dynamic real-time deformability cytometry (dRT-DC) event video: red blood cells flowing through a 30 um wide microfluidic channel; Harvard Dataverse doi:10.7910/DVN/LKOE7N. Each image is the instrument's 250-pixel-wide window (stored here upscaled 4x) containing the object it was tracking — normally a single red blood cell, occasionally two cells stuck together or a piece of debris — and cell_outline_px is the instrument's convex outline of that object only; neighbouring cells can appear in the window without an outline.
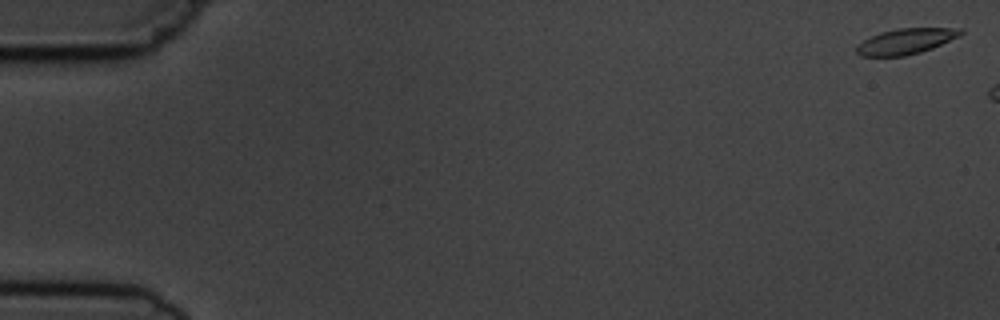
{"species": "common noctule bat (a hibernating species)", "species_latin": "Nyctalus noctula", "temperature_condition": "cold", "stored_images_in_passage": 3, "camera_frame_rate_fps": 3000, "um_per_image_px": 0.085, "animal": {"sex": "male", "body_mass_g": 19.5, "forearm_length_mm": 54.6}, "frame": {"image": 1, "passage_image": 1, "time_ms": 0.0, "image_size_px": [1000, 320], "cell_outline_px": [[964, 32], [960, 36], [932, 48], [920, 52], [904, 56], [860, 56], [856, 52], [856, 48], [864, 40], [880, 32], [896, 28], [964, 28]], "centroid_in_image_um": [77.03, 3.5], "position_along_channel_um": 8.0, "area_um2": 15.49}}